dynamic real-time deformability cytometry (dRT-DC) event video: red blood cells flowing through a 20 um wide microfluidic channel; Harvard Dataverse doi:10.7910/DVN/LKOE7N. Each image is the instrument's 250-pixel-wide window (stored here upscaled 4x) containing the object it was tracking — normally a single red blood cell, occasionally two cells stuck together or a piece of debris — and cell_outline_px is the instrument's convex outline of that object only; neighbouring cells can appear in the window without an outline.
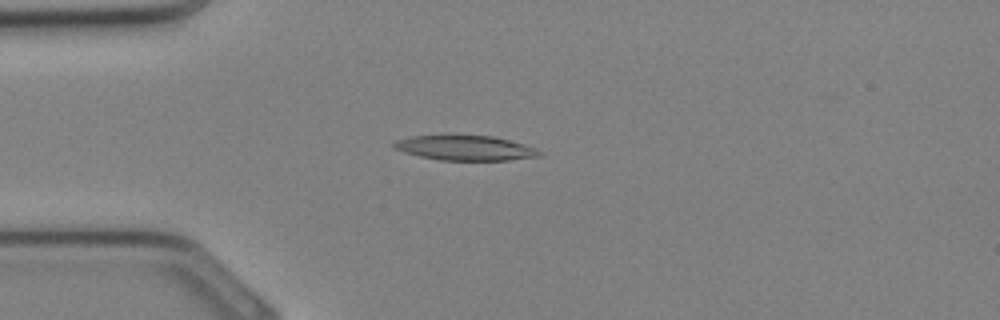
{"species": "Egyptian fruit bat (a non-hibernating species)", "species_latin": "Rousettus aegyptiacus", "temperature_condition": "cold", "stored_images_in_passage": 34, "camera_frame_rate_fps": 3000, "um_per_image_px": 0.085, "animal": {"sex": "female"}, "frame": {"image": 1, "passage_image": 9, "time_ms": 2.667, "image_size_px": [1000, 320], "cell_outline_px": [[540, 156], [508, 160], [440, 160], [420, 156], [392, 148], [392, 144], [396, 140], [412, 136], [492, 136], [524, 144], [540, 152]], "centroid_in_image_um": [39.5, 12.58], "position_along_channel_um": 45.5, "area_um2": 20.58}}
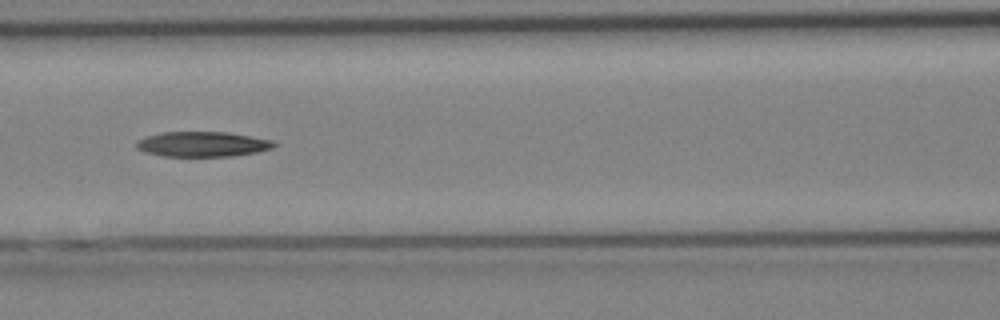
{"frame": {"image": 2, "passage_image": 15, "time_ms": 4.667, "image_size_px": [1000, 320], "cell_outline_px": [[276, 144], [272, 148], [256, 152], [232, 156], [164, 156], [144, 152], [136, 148], [136, 140], [144, 136], [160, 132], [228, 132], [272, 140]], "centroid_in_image_um": [17.15, 12.25], "position_along_channel_um": 149.4, "area_um2": 20.17}}
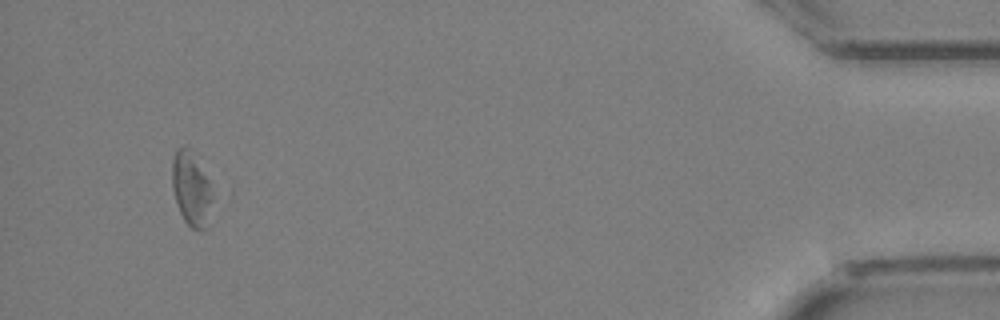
{"frame": {"image": 3, "passage_image": 32, "time_ms": 10.333, "image_size_px": [1000, 320], "cell_outline_px": [[212, 200], [204, 228], [192, 228], [184, 220], [176, 204], [172, 188], [172, 160], [176, 152], [180, 148], [192, 148], [208, 180], [212, 196]], "centroid_in_image_um": [16.22, 16.0], "position_along_channel_um": 419.0, "area_um2": 16.94}}